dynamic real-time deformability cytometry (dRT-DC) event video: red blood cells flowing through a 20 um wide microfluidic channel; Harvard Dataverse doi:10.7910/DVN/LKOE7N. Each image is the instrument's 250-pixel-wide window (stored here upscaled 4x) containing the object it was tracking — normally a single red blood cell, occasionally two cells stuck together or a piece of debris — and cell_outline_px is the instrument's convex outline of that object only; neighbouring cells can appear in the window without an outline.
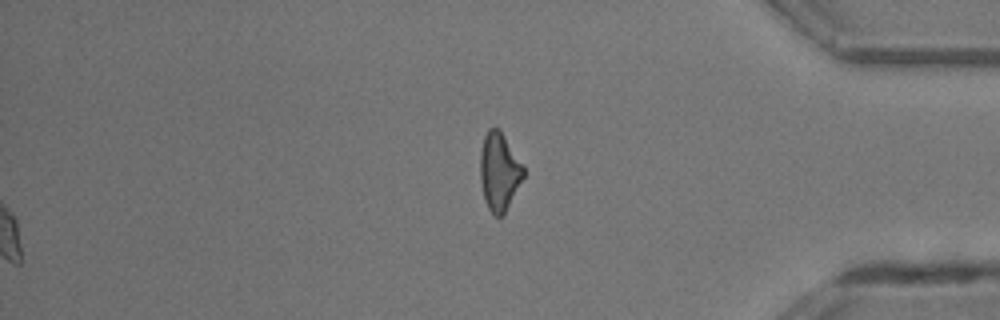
{"species": "common noctule bat (a hibernating species)", "species_latin": "Nyctalus noctula", "temperature_condition": "room temperature", "stored_images_in_passage": 43, "segment_of_instrument_passage": [2, 2], "camera_frame_rate_fps": 3000, "um_per_image_px": 0.085, "animal": {"sex": "male", "body_mass_g": 13.3}, "frame": {"image": 1, "passage_image": 43, "time_ms": 14.0, "image_size_px": [1000, 320], "cell_outline_px": [[524, 176], [504, 216], [496, 216], [488, 208], [484, 200], [480, 180], [480, 152], [484, 136], [488, 128], [500, 128], [524, 168]], "centroid_in_image_um": [42.42, 14.59], "position_along_channel_um": 392.8, "area_um2": 19.71}}